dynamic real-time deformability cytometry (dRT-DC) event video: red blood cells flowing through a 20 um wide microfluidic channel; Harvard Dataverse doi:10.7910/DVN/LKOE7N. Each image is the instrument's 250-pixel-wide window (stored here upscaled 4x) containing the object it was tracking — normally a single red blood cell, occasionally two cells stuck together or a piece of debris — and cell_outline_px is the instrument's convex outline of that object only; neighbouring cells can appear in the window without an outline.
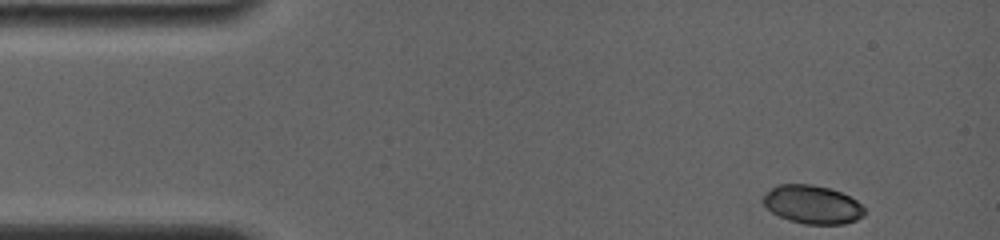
{"species": "common noctule bat (a hibernating species)", "species_latin": "Nyctalus noctula", "temperature_condition": "room temperature", "stored_images_in_passage": 28, "camera_frame_rate_fps": 4000, "um_per_image_px": 0.085, "animal": {"sex": "female", "body_mass_g": 19.0, "forearm_length_mm": 56.7}, "frame": {"image": 1, "passage_image": 1, "time_ms": 0.0, "image_size_px": [1000, 240], "cell_outline_px": [[864, 216], [856, 220], [844, 224], [804, 224], [788, 220], [772, 212], [760, 200], [776, 184], [812, 184], [832, 188], [856, 200], [864, 208]], "centroid_in_image_um": [69.05, 17.38], "position_along_channel_um": 15.9, "area_um2": 22.72}}
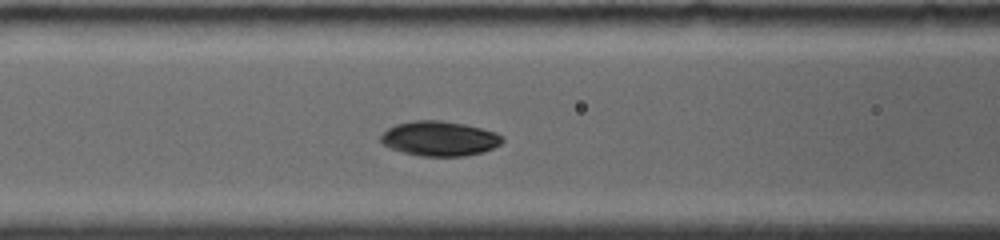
{"frame": {"image": 2, "passage_image": 15, "time_ms": 5.25, "image_size_px": [1000, 240], "cell_outline_px": [[504, 140], [500, 144], [492, 148], [480, 152], [464, 156], [420, 156], [404, 152], [392, 148], [384, 144], [380, 140], [380, 136], [388, 128], [396, 124], [412, 120], [440, 120], [464, 124], [496, 132], [504, 136]], "centroid_in_image_um": [37.36, 11.77], "position_along_channel_um": 129.2, "area_um2": 24.51}}
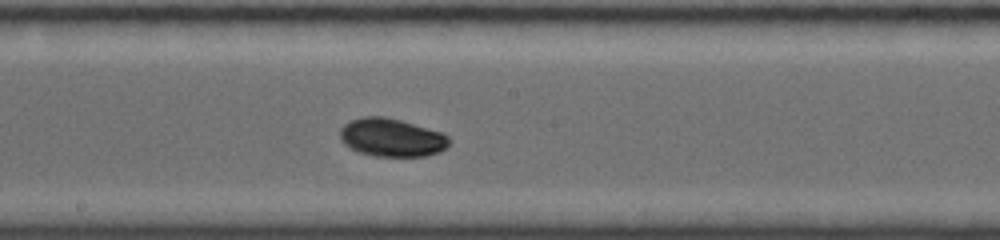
{"frame": {"image": 3, "passage_image": 23, "time_ms": 7.5, "image_size_px": [1000, 240], "cell_outline_px": [[448, 144], [440, 152], [424, 156], [376, 156], [356, 152], [348, 148], [340, 140], [340, 128], [344, 124], [352, 120], [364, 116], [384, 116], [400, 120], [444, 132], [448, 136]], "centroid_in_image_um": [33.26, 11.69], "position_along_channel_um": 214.9, "area_um2": 24.45}}